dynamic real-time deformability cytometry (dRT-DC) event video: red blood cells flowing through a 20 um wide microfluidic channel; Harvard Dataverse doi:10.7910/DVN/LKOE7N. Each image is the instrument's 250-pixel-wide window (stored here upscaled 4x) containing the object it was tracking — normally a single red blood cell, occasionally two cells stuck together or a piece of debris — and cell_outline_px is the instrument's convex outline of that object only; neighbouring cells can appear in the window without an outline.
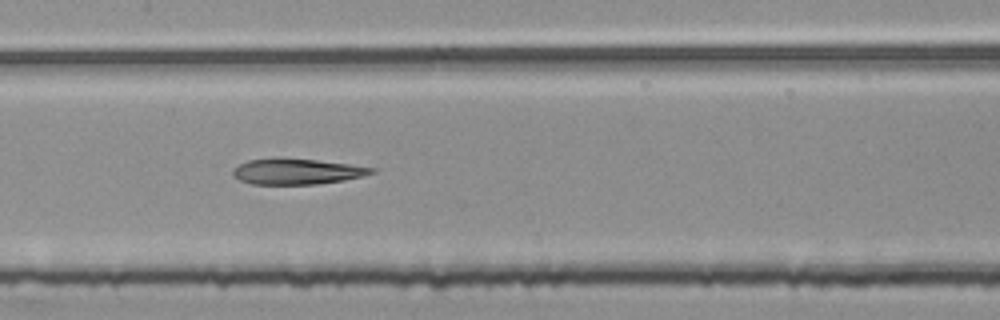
{"species": "common noctule bat (a hibernating species)", "species_latin": "Nyctalus noctula", "temperature_condition": "room temperature", "stored_images_in_passage": 55, "segment_of_instrument_passage": [2, 2], "camera_frame_rate_fps": 3000, "um_per_image_px": 0.085, "animal": {"sex": "female", "body_mass_g": 25.1}, "frame": {"image": 1, "passage_image": 27, "time_ms": 8.667, "image_size_px": [1000, 320], "cell_outline_px": [[376, 172], [344, 180], [316, 184], [252, 184], [240, 180], [232, 176], [232, 172], [240, 164], [248, 160], [272, 156], [280, 156], [316, 160], [348, 164], [376, 168]], "centroid_in_image_um": [25.18, 14.55], "position_along_channel_um": 182.2, "area_um2": 21.04}}
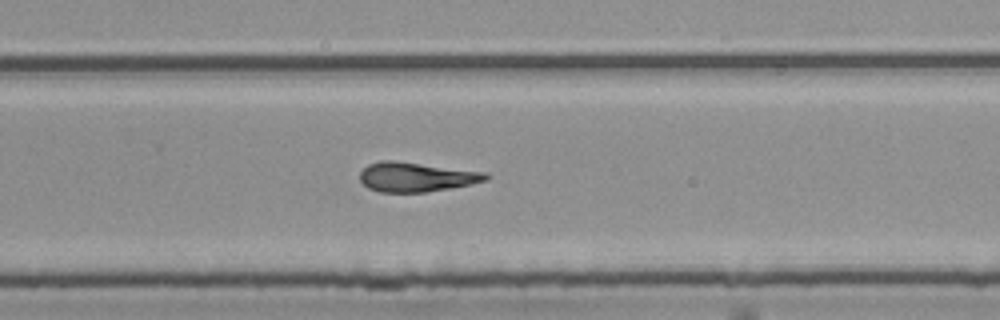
{"frame": {"image": 2, "passage_image": 36, "time_ms": 11.667, "image_size_px": [1000, 320], "cell_outline_px": [[492, 176], [488, 180], [472, 184], [452, 188], [424, 192], [380, 192], [368, 188], [360, 180], [360, 172], [368, 164], [380, 160], [392, 160], [488, 172]], "centroid_in_image_um": [35.42, 15.04], "position_along_channel_um": 294.4, "area_um2": 21.85}}
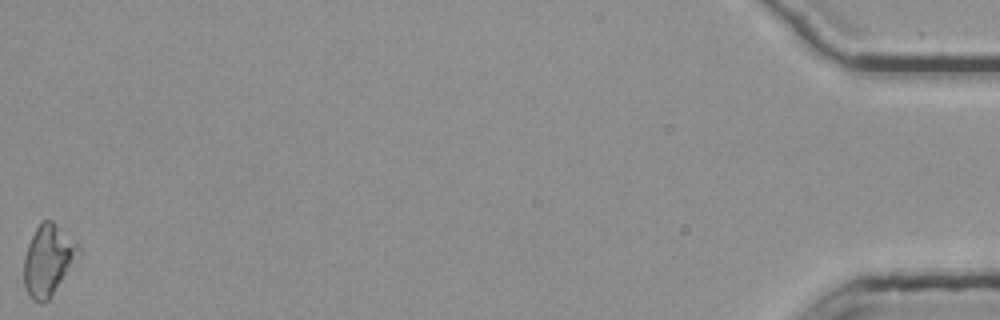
{"frame": {"image": 3, "passage_image": 55, "time_ms": 18.0, "image_size_px": [1000, 320], "cell_outline_px": [[80, 256], [48, 300], [44, 304], [40, 304], [32, 300], [24, 284], [24, 260], [28, 244], [36, 228], [44, 220], [52, 220], [80, 248]], "centroid_in_image_um": [4.09, 22.15], "position_along_channel_um": 431.1, "area_um2": 22.2}}